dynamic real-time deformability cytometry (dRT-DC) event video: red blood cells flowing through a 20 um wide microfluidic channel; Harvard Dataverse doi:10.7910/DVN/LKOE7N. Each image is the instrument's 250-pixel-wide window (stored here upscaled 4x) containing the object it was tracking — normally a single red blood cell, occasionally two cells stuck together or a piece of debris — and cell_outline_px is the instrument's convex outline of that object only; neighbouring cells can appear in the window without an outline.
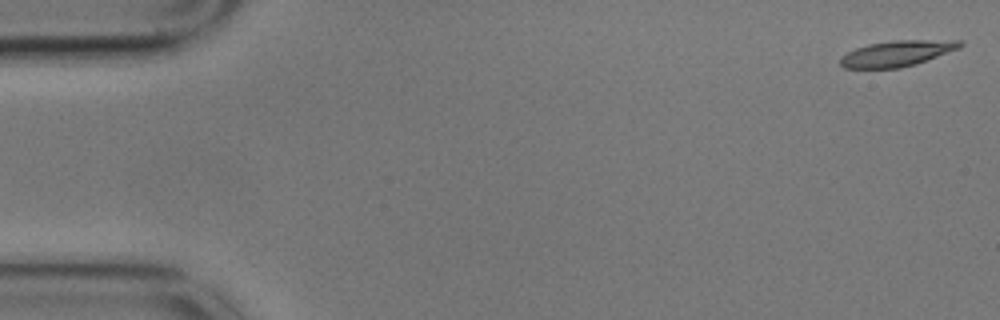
{"species": "common noctule bat (a hibernating species)", "species_latin": "Nyctalus noctula", "temperature_condition": "cold", "stored_images_in_passage": 46, "camera_frame_rate_fps": 3000, "um_per_image_px": 0.085, "animal": {"sex": "male", "body_mass_g": 17.9}, "frame": {"image": 1, "passage_image": 1, "time_ms": 0.0, "image_size_px": [1000, 320], "cell_outline_px": [[964, 44], [960, 48], [916, 64], [900, 68], [844, 68], [840, 64], [840, 60], [848, 52], [856, 48], [868, 44], [892, 40], [964, 40]], "centroid_in_image_um": [76.29, 4.53], "position_along_channel_um": 8.7, "area_um2": 17.98}}
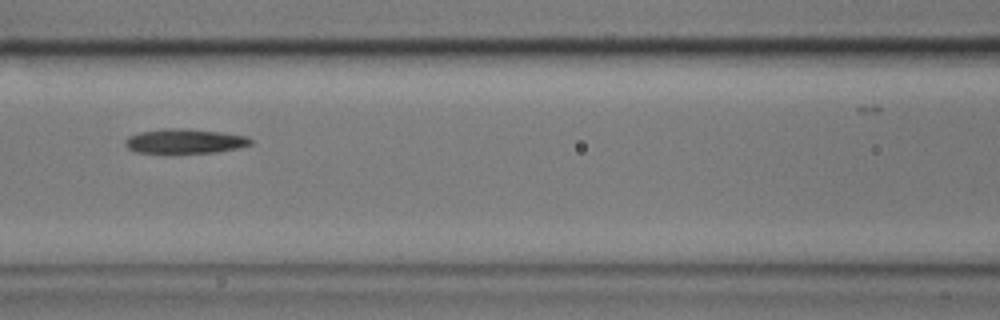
{"frame": {"image": 2, "passage_image": 24, "time_ms": 7.667, "image_size_px": [1000, 320], "cell_outline_px": [[252, 144], [240, 148], [216, 152], [172, 156], [136, 152], [128, 148], [124, 144], [124, 140], [128, 136], [140, 132], [160, 128], [188, 128], [220, 132], [248, 136], [252, 140]], "centroid_in_image_um": [15.66, 12.04], "position_along_channel_um": 150.9, "area_um2": 19.13}}
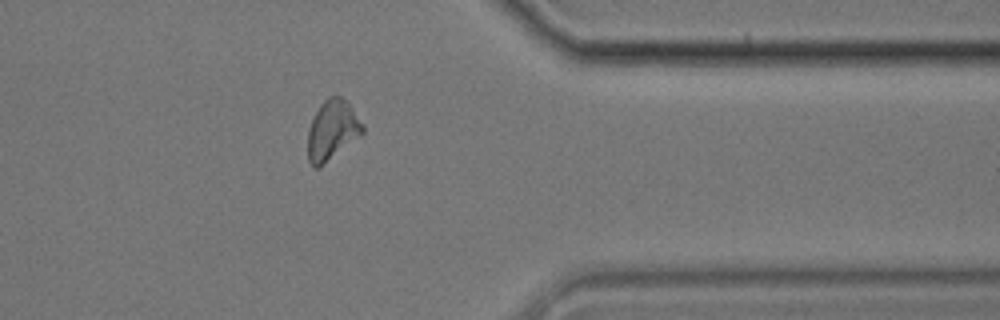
{"frame": {"image": 3, "passage_image": 45, "time_ms": 14.667, "image_size_px": [1000, 320], "cell_outline_px": [[364, 132], [360, 136], [320, 168], [312, 168], [308, 160], [308, 128], [320, 104], [328, 96], [340, 96], [352, 108], [364, 124]], "centroid_in_image_um": [28.23, 11.1], "position_along_channel_um": 383.2, "area_um2": 19.19}}